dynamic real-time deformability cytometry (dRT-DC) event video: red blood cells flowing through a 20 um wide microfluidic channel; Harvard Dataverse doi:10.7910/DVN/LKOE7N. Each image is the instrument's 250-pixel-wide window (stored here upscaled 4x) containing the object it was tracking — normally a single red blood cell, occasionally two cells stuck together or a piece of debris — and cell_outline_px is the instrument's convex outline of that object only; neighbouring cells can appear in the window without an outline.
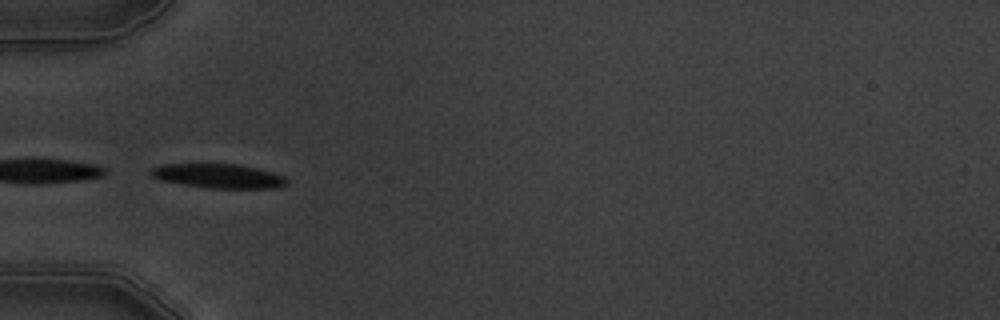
{"species": "common noctule bat (a hibernating species)", "species_latin": "Nyctalus noctula", "temperature_condition": "warm", "stored_images_in_passage": 9, "camera_frame_rate_fps": 3000, "um_per_image_px": 0.085, "animal": {"sex": "male", "body_mass_g": 19.5, "forearm_length_mm": 54.6}, "frame": {"image": 1, "passage_image": 4, "time_ms": 4.333, "image_size_px": [1000, 320], "cell_outline_px": [[288, 184], [276, 188], [208, 188], [160, 180], [152, 176], [148, 172], [152, 168], [160, 164], [240, 164], [272, 172], [284, 176], [288, 180]], "centroid_in_image_um": [18.57, 14.95], "position_along_channel_um": 66.4, "area_um2": 19.25}}